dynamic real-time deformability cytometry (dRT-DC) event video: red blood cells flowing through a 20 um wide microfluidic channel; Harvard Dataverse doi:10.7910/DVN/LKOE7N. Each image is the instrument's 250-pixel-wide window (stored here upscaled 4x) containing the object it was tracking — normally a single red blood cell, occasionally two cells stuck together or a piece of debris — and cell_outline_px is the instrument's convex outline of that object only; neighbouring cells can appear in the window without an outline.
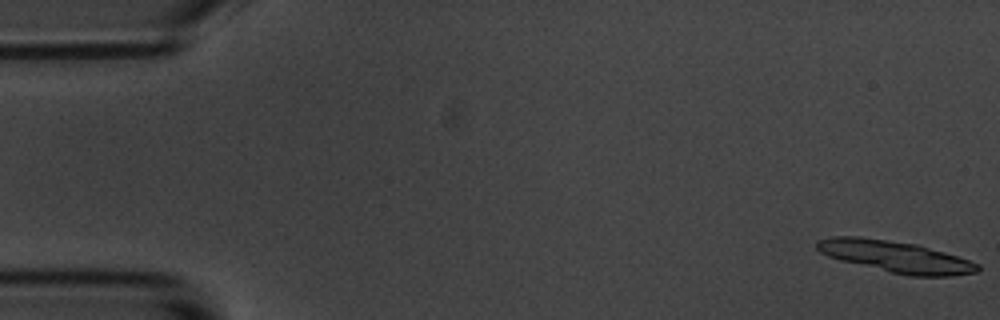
{"species": "common noctule bat (a hibernating species)", "species_latin": "Nyctalus noctula", "temperature_condition": "room temperature", "stored_images_in_passage": 5, "camera_frame_rate_fps": 3000, "um_per_image_px": 0.085, "animal": {"sex": "male", "body_mass_g": 20.1, "forearm_length_mm": 53.5}, "frame": {"image": 1, "passage_image": 1, "time_ms": 0.0, "image_size_px": [1000, 320], "cell_outline_px": [[980, 272], [952, 276], [912, 276], [892, 272], [840, 260], [828, 256], [820, 252], [816, 248], [816, 240], [832, 236], [860, 236], [916, 244], [944, 252], [980, 264]], "centroid_in_image_um": [76.12, 21.8], "position_along_channel_um": 8.9, "area_um2": 29.36}}